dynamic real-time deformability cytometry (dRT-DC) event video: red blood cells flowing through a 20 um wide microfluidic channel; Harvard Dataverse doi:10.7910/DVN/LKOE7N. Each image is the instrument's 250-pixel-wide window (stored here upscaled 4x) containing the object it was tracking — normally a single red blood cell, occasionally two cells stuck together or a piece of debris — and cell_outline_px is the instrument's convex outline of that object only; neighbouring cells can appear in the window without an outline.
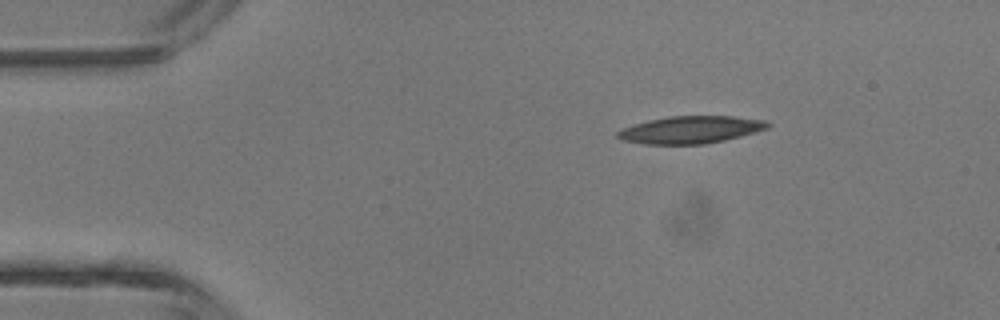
{"species": "common noctule bat (a hibernating species)", "species_latin": "Nyctalus noctula", "temperature_condition": "room temperature", "stored_images_in_passage": 4, "segment_of_instrument_passage": [2, 2], "camera_frame_rate_fps": 3000, "um_per_image_px": 0.085, "animal": {"sex": "male", "body_mass_g": 13.3}, "frame": {"image": 1, "passage_image": 4, "time_ms": 3.667, "image_size_px": [1000, 320], "cell_outline_px": [[772, 124], [768, 128], [756, 132], [724, 140], [704, 144], [644, 144], [620, 140], [616, 136], [616, 132], [624, 128], [648, 120], [668, 116], [732, 116], [764, 120]], "centroid_in_image_um": [58.7, 11.03], "position_along_channel_um": 26.3, "area_um2": 23.87}}